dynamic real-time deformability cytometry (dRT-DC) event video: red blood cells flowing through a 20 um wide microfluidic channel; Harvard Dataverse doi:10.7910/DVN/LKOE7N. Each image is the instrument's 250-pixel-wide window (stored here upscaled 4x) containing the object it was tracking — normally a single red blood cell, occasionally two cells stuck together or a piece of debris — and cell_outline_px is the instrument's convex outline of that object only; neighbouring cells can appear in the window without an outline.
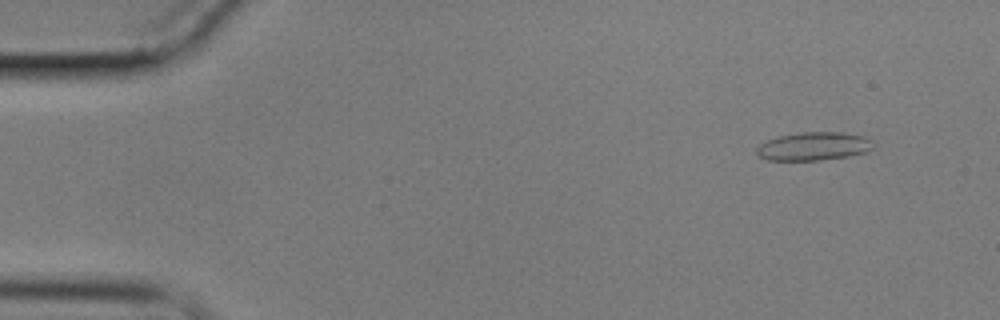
{"species": "common noctule bat (a hibernating species)", "species_latin": "Nyctalus noctula", "temperature_condition": "cold", "stored_images_in_passage": 60, "camera_frame_rate_fps": 3000, "um_per_image_px": 0.085, "animal": {"sex": "male", "body_mass_g": 17.9}, "frame": {"image": 1, "passage_image": 5, "time_ms": 1.333, "image_size_px": [1000, 320], "cell_outline_px": [[872, 148], [864, 152], [848, 156], [820, 160], [768, 160], [760, 156], [756, 152], [756, 148], [760, 144], [768, 140], [780, 136], [800, 132], [844, 132], [864, 136], [872, 140]], "centroid_in_image_um": [69.16, 12.43], "position_along_channel_um": 15.8, "area_um2": 19.07}}
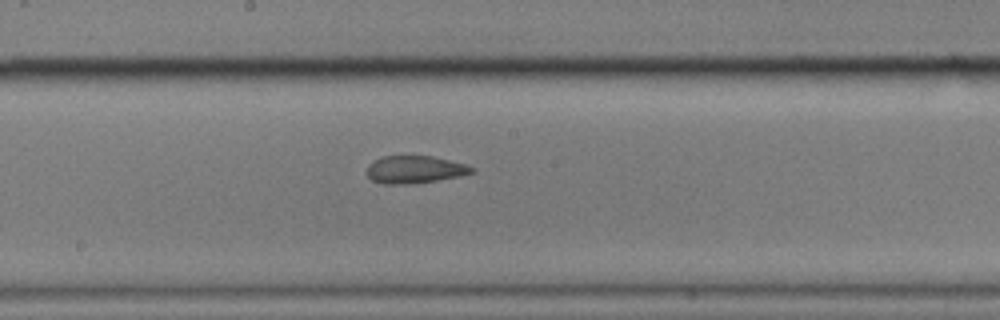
{"frame": {"image": 2, "passage_image": 33, "time_ms": 10.667, "image_size_px": [1000, 320], "cell_outline_px": [[476, 172], [460, 176], [416, 184], [384, 184], [372, 180], [364, 172], [368, 164], [372, 160], [384, 156], [432, 156], [464, 164], [476, 168]], "centroid_in_image_um": [35.22, 14.42], "position_along_channel_um": 213.0, "area_um2": 17.11}}
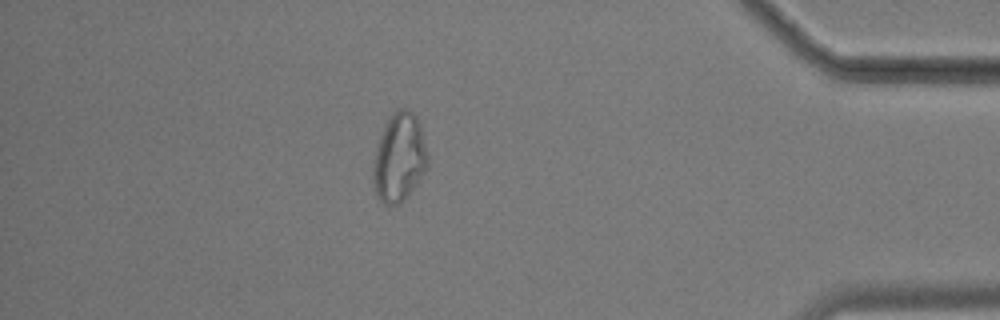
{"frame": {"image": 3, "passage_image": 53, "time_ms": 17.333, "image_size_px": [1000, 320], "cell_outline_px": [[428, 168], [420, 180], [404, 200], [400, 204], [384, 204], [380, 200], [376, 192], [372, 180], [372, 168], [376, 148], [380, 136], [388, 120], [396, 108], [408, 108], [416, 116], [420, 124], [428, 156]], "centroid_in_image_um": [33.95, 13.4], "position_along_channel_um": 401.3, "area_um2": 28.26}, "authors_computed_cell_mechanics": {"area_um2": 19.0162, "velocity_mm_per_s": 3.3923, "shape_relaxation_time_tau1_ms": null, "shape_relaxation_time_tau2_ms": 3.4692, "deformation_change_tau1": null, "deformation_change_tau2": 0.0974}}